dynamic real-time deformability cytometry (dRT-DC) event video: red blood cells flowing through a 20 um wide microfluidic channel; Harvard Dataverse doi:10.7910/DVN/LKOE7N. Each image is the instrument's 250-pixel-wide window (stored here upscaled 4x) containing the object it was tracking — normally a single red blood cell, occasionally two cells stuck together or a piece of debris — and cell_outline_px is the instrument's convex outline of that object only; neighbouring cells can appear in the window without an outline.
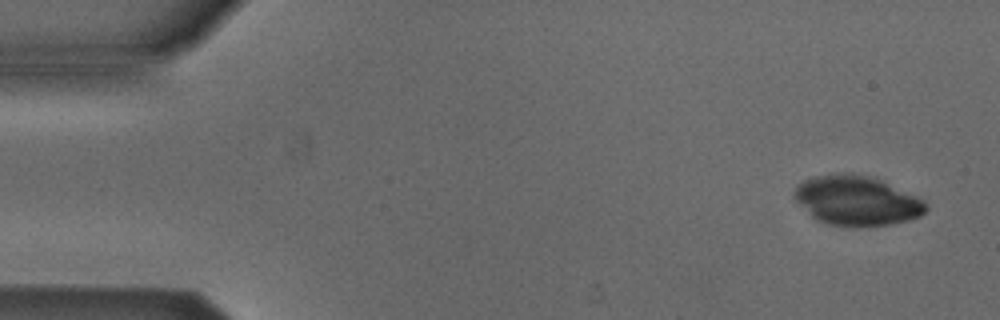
{"species": "Egyptian fruit bat (a non-hibernating species)", "species_latin": "Rousettus aegyptiacus", "temperature_condition": "cold", "stored_images_in_passage": 5, "camera_frame_rate_fps": 3000, "um_per_image_px": 0.085, "animal": {"sex": "male"}, "frame": {"image": 1, "passage_image": 1, "time_ms": 0.0, "image_size_px": [1000, 320], "cell_outline_px": [[928, 208], [920, 216], [908, 220], [888, 224], [856, 228], [848, 228], [828, 224], [812, 216], [792, 196], [796, 188], [800, 184], [816, 176], [852, 172], [876, 176], [924, 200], [928, 204]], "centroid_in_image_um": [72.88, 17.05], "position_along_channel_um": 12.1, "area_um2": 38.32}}